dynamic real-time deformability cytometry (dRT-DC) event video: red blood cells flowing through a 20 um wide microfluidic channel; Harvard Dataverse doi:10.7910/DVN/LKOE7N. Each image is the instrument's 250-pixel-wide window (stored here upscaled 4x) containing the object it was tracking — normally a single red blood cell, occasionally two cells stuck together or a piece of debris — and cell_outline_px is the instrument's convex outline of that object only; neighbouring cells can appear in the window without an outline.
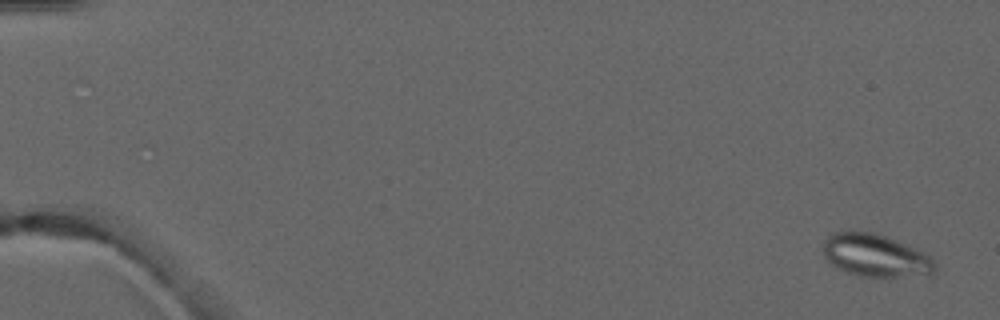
{"species": "common noctule bat (a hibernating species)", "species_latin": "Nyctalus noctula", "temperature_condition": "warm", "stored_images_in_passage": 5, "camera_frame_rate_fps": 3000, "um_per_image_px": 0.085, "animal": {"sex": "male", "forearm_length_mm": 52.5}, "frame": {"image": 1, "passage_image": 1, "time_ms": 0.0, "image_size_px": [1000, 320], "cell_outline_px": [[936, 272], [932, 276], [860, 276], [836, 268], [824, 256], [824, 240], [828, 236], [836, 232], [872, 232], [896, 240], [924, 252], [936, 260]], "centroid_in_image_um": [74.49, 21.74], "position_along_channel_um": 10.5, "area_um2": 27.74}}